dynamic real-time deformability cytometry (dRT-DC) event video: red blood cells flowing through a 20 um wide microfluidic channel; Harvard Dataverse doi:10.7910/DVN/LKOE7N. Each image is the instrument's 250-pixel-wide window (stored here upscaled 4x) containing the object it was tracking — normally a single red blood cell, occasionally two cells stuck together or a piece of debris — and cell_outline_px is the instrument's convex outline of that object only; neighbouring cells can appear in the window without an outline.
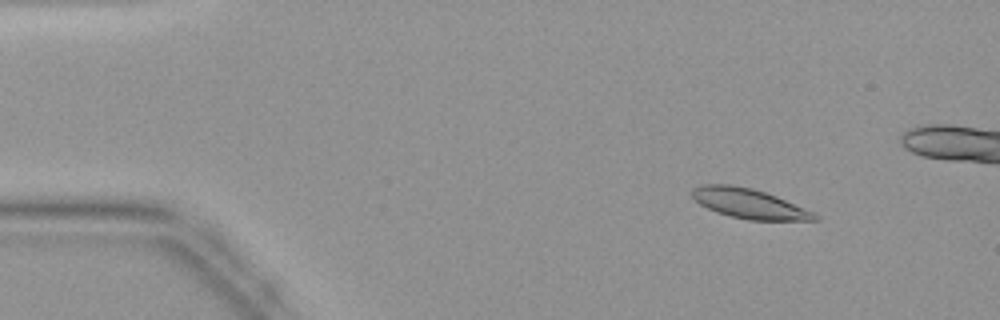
{"species": "common noctule bat (a hibernating species)", "species_latin": "Nyctalus noctula", "temperature_condition": "warm", "stored_images_in_passage": 46, "camera_frame_rate_fps": 3000, "um_per_image_px": 0.085, "animal": {"sex": "female", "body_mass_g": 19.9}, "frame": {"image": 1, "passage_image": 6, "time_ms": 1.667, "image_size_px": [1000, 320], "cell_outline_px": [[820, 220], [748, 220], [716, 212], [700, 204], [692, 196], [692, 188], [700, 184], [732, 184], [752, 188], [776, 196], [812, 212], [820, 216]], "centroid_in_image_um": [63.64, 17.29], "position_along_channel_um": 21.4, "area_um2": 21.1}}
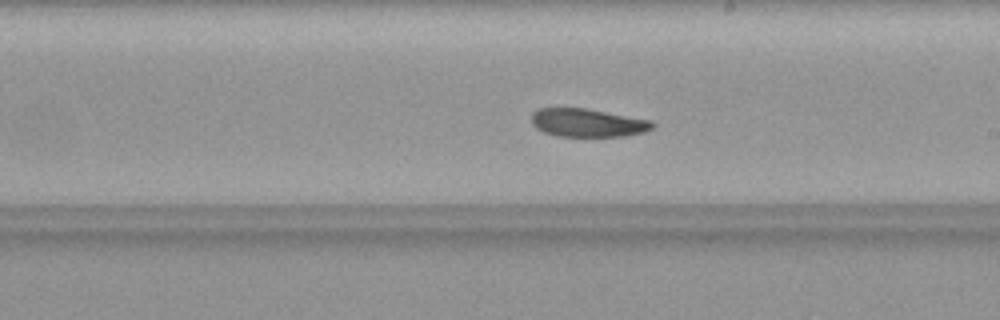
{"frame": {"image": 2, "passage_image": 26, "time_ms": 8.333, "image_size_px": [1000, 320], "cell_outline_px": [[656, 124], [652, 128], [644, 132], [624, 136], [556, 136], [544, 132], [536, 128], [532, 124], [532, 112], [536, 108], [584, 108], [652, 120]], "centroid_in_image_um": [49.94, 10.43], "position_along_channel_um": 239.1, "area_um2": 19.94}}
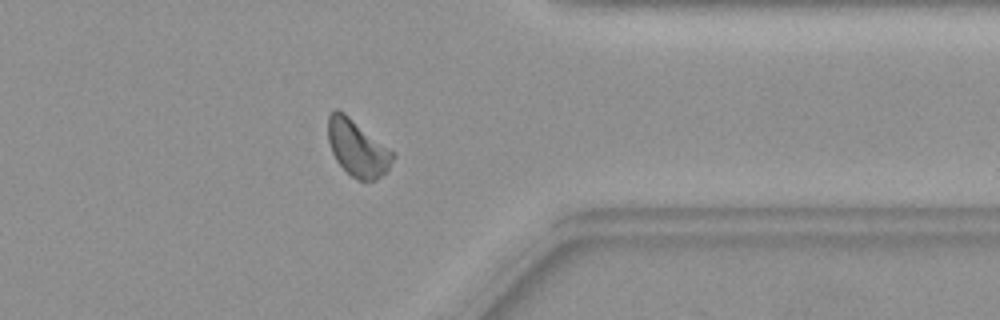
{"frame": {"image": 3, "passage_image": 36, "time_ms": 11.667, "image_size_px": [1000, 320], "cell_outline_px": [[396, 156], [388, 168], [376, 180], [360, 180], [352, 176], [336, 160], [332, 152], [328, 140], [328, 116], [336, 108], [344, 112], [392, 152]], "centroid_in_image_um": [30.35, 12.58], "position_along_channel_um": 381.1, "area_um2": 20.63}}